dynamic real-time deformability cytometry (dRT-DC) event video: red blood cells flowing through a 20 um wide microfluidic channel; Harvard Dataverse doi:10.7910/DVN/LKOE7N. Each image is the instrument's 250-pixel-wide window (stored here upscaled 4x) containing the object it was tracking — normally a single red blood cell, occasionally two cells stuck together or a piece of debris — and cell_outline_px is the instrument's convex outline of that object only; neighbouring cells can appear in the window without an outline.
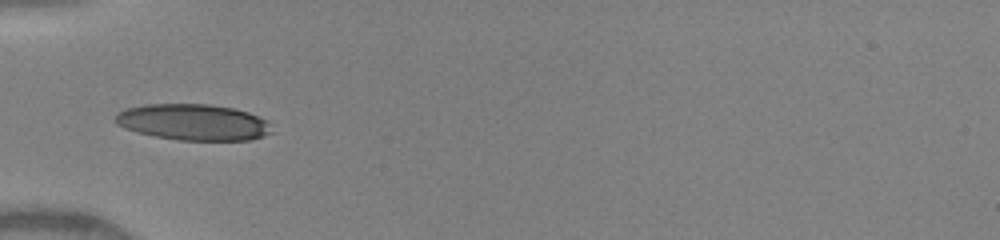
{"species": "human", "species_latin": "Homo sapiens", "temperature_condition": "warm", "stored_images_in_passage": 53, "camera_frame_rate_fps": 3000, "um_per_image_px": 0.085, "donor": {"sex": "female"}, "frame": {"image": 1, "passage_image": 1, "time_ms": 0.0, "image_size_px": [1000, 240], "cell_outline_px": [[272, 132], [264, 136], [252, 140], [180, 140], [156, 136], [136, 132], [124, 128], [116, 124], [116, 112], [124, 108], [144, 104], [208, 104], [232, 108], [248, 112], [268, 120]], "centroid_in_image_um": [16.42, 10.38], "position_along_channel_um": 68.6, "area_um2": 33.12}}
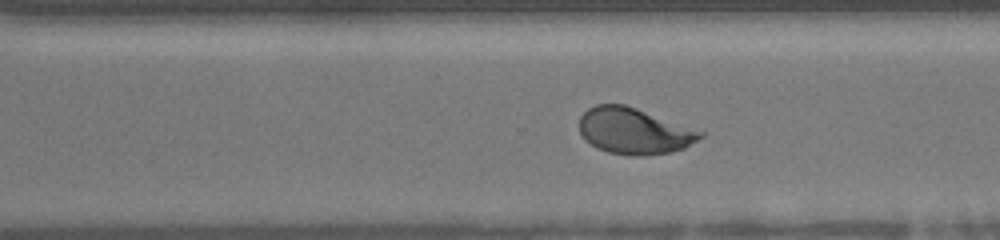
{"frame": {"image": 2, "passage_image": 26, "time_ms": 6.0, "image_size_px": [1000, 240], "cell_outline_px": [[704, 136], [684, 148], [672, 152], [644, 156], [632, 156], [608, 152], [596, 148], [584, 140], [580, 132], [580, 116], [588, 108], [596, 104], [624, 104], [636, 108], [704, 132]], "centroid_in_image_um": [53.87, 11.15], "position_along_channel_um": 316.7, "area_um2": 32.54}}
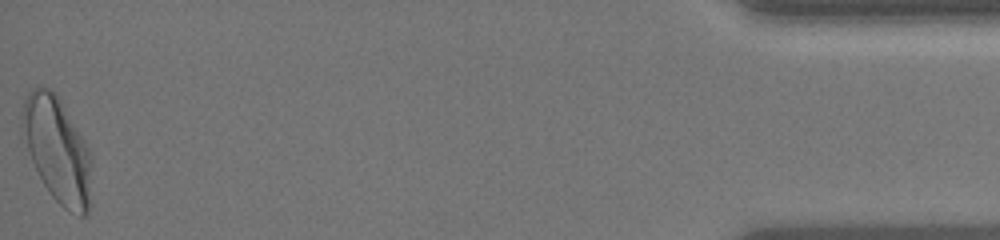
{"frame": {"image": 3, "passage_image": 52, "time_ms": 10.667, "image_size_px": [1000, 240], "cell_outline_px": [[92, 164], [88, 212], [84, 216], [80, 216], [64, 208], [52, 196], [44, 184], [20, 136], [20, 112], [24, 100], [28, 92], [32, 88], [48, 88], [56, 92], [84, 140], [92, 156]], "centroid_in_image_um": [4.84, 12.69], "position_along_channel_um": 430.4, "area_um2": 42.77}, "authors_computed_cell_mechanics": {"area_um2": 32.7726, "velocity_mm_per_s": 4.1762, "shape_relaxation_time_tau1_ms": 3.3877, "shape_relaxation_time_tau2_ms": null, "deformation_change_tau1": 0.1674, "deformation_change_tau2": null}}